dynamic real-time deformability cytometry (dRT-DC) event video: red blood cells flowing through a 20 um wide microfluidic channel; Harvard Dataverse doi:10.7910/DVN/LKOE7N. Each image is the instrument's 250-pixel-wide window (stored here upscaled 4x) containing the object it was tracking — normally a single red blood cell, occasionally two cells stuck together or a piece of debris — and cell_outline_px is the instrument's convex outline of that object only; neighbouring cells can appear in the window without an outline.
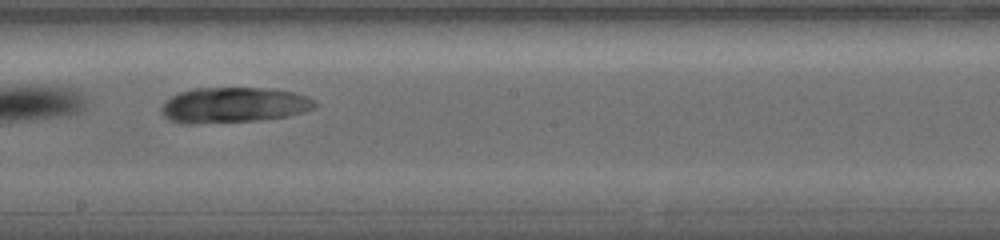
{"species": "common noctule bat (a hibernating species)", "species_latin": "Nyctalus noctula", "temperature_condition": "warm", "stored_images_in_passage": 16, "camera_frame_rate_fps": 5000, "um_per_image_px": 0.085, "animal": {"sex": "female", "body_mass_g": 19.0, "forearm_length_mm": 56.7}, "frame": {"image": 1, "passage_image": 7, "time_ms": 4.6, "image_size_px": [1000, 240], "cell_outline_px": [[316, 104], [300, 112], [288, 116], [260, 120], [192, 124], [184, 124], [172, 120], [164, 112], [164, 104], [172, 96], [180, 92], [196, 88], [264, 88], [292, 92], [304, 96], [312, 100]], "centroid_in_image_um": [19.84, 8.93], "position_along_channel_um": 228.4, "area_um2": 30.81}}